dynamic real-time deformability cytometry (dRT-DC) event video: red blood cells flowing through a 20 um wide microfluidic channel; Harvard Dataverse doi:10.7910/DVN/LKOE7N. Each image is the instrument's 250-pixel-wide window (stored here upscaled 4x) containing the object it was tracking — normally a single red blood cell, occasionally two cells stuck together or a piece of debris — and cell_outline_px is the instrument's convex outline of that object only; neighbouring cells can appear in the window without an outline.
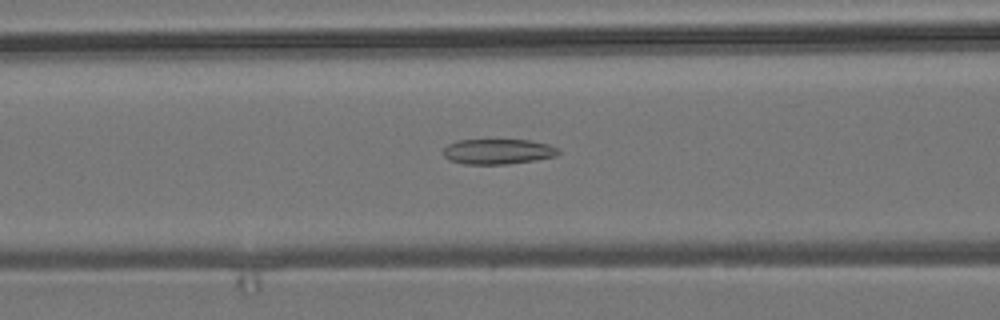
{"species": "common noctule bat (a hibernating species)", "species_latin": "Nyctalus noctula", "temperature_condition": "room temperature", "stored_images_in_passage": 41, "segment_of_instrument_passage": [1, 2], "camera_frame_rate_fps": 3000, "um_per_image_px": 0.085, "animal": {"sex": "male", "body_mass_g": 19.2, "forearm_length_mm": 51.8}, "frame": {"image": 1, "passage_image": 8, "time_ms": 2.333, "image_size_px": [1000, 320], "cell_outline_px": [[560, 152], [556, 156], [508, 164], [464, 164], [448, 160], [444, 156], [444, 148], [448, 144], [456, 140], [528, 140], [548, 144], [560, 148]], "centroid_in_image_um": [42.31, 12.88], "position_along_channel_um": 124.3, "area_um2": 16.94}}
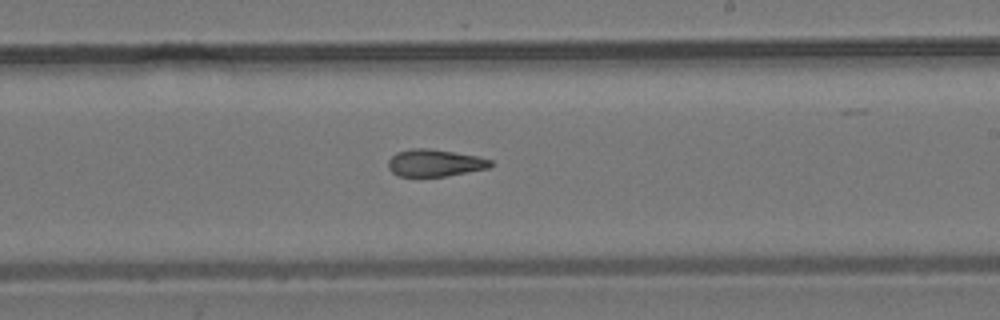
{"frame": {"image": 2, "passage_image": 18, "time_ms": 5.667, "image_size_px": [1000, 320], "cell_outline_px": [[492, 164], [488, 168], [448, 176], [396, 176], [388, 168], [388, 160], [396, 152], [412, 148], [428, 148], [480, 156], [492, 160]], "centroid_in_image_um": [36.95, 13.84], "position_along_channel_um": 252.0, "area_um2": 16.3}}
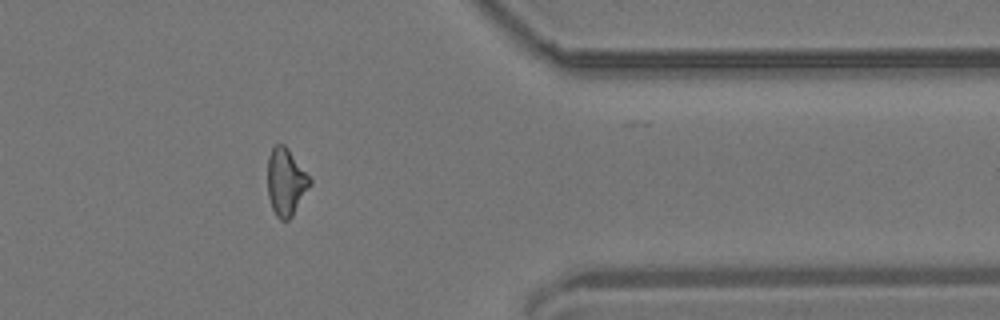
{"frame": {"image": 3, "passage_image": 30, "time_ms": 9.667, "image_size_px": [1000, 320], "cell_outline_px": [[312, 184], [292, 216], [288, 220], [280, 220], [276, 216], [272, 208], [268, 196], [268, 156], [272, 148], [276, 144], [284, 144], [288, 148], [312, 180]], "centroid_in_image_um": [24.31, 15.47], "position_along_channel_um": 387.1, "area_um2": 16.59}}